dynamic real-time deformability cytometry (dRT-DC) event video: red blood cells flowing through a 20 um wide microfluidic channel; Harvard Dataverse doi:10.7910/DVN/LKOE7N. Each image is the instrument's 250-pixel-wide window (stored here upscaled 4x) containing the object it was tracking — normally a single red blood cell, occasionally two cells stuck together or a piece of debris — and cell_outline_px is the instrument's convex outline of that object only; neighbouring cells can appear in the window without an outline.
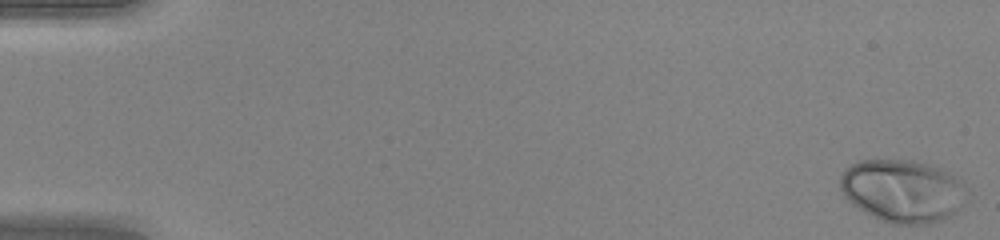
{"species": "human", "species_latin": "Homo sapiens", "temperature_condition": "warm", "stored_images_in_passage": 15, "camera_frame_rate_fps": 3000, "um_per_image_px": 0.085, "donor": {"sex": "female"}, "frame": {"image": 1, "passage_image": 1, "time_ms": 0.0, "image_size_px": [1000, 240], "cell_outline_px": [[968, 200], [956, 216], [944, 220], [928, 224], [892, 224], [880, 220], [852, 204], [844, 196], [840, 188], [840, 176], [852, 164], [860, 160], [912, 160], [928, 164], [940, 168], [964, 180], [968, 192]], "centroid_in_image_um": [76.83, 16.25], "position_along_channel_um": 8.2, "area_um2": 47.22}}